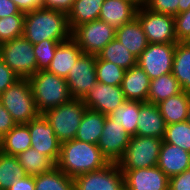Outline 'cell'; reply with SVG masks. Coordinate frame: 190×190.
<instances>
[{"instance_id": "f546056e", "label": "cell", "mask_w": 190, "mask_h": 190, "mask_svg": "<svg viewBox=\"0 0 190 190\" xmlns=\"http://www.w3.org/2000/svg\"><path fill=\"white\" fill-rule=\"evenodd\" d=\"M17 159L25 173L30 176H36L43 172H48L56 166L49 157L32 147L17 155Z\"/></svg>"}, {"instance_id": "83f0119b", "label": "cell", "mask_w": 190, "mask_h": 190, "mask_svg": "<svg viewBox=\"0 0 190 190\" xmlns=\"http://www.w3.org/2000/svg\"><path fill=\"white\" fill-rule=\"evenodd\" d=\"M172 74L179 82L182 91L190 92V47L184 42L176 44Z\"/></svg>"}, {"instance_id": "9a60e30c", "label": "cell", "mask_w": 190, "mask_h": 190, "mask_svg": "<svg viewBox=\"0 0 190 190\" xmlns=\"http://www.w3.org/2000/svg\"><path fill=\"white\" fill-rule=\"evenodd\" d=\"M126 101L121 86L96 82L82 99L87 109L109 115Z\"/></svg>"}, {"instance_id": "f907efd6", "label": "cell", "mask_w": 190, "mask_h": 190, "mask_svg": "<svg viewBox=\"0 0 190 190\" xmlns=\"http://www.w3.org/2000/svg\"><path fill=\"white\" fill-rule=\"evenodd\" d=\"M184 43H185L187 46L190 47V38H188Z\"/></svg>"}, {"instance_id": "603a6c76", "label": "cell", "mask_w": 190, "mask_h": 190, "mask_svg": "<svg viewBox=\"0 0 190 190\" xmlns=\"http://www.w3.org/2000/svg\"><path fill=\"white\" fill-rule=\"evenodd\" d=\"M189 101L190 92L182 91L157 104L167 125L186 121Z\"/></svg>"}, {"instance_id": "277c9868", "label": "cell", "mask_w": 190, "mask_h": 190, "mask_svg": "<svg viewBox=\"0 0 190 190\" xmlns=\"http://www.w3.org/2000/svg\"><path fill=\"white\" fill-rule=\"evenodd\" d=\"M86 109L81 99H71L67 103L45 111L43 115L52 125L58 141L64 143L75 139Z\"/></svg>"}, {"instance_id": "5bb4252c", "label": "cell", "mask_w": 190, "mask_h": 190, "mask_svg": "<svg viewBox=\"0 0 190 190\" xmlns=\"http://www.w3.org/2000/svg\"><path fill=\"white\" fill-rule=\"evenodd\" d=\"M29 127L31 147L49 157L55 164L58 161L61 143L58 141L52 125L43 114L26 124Z\"/></svg>"}, {"instance_id": "836d02e7", "label": "cell", "mask_w": 190, "mask_h": 190, "mask_svg": "<svg viewBox=\"0 0 190 190\" xmlns=\"http://www.w3.org/2000/svg\"><path fill=\"white\" fill-rule=\"evenodd\" d=\"M126 70L114 63L96 56L97 81L103 84L121 86Z\"/></svg>"}, {"instance_id": "6da1fadb", "label": "cell", "mask_w": 190, "mask_h": 190, "mask_svg": "<svg viewBox=\"0 0 190 190\" xmlns=\"http://www.w3.org/2000/svg\"><path fill=\"white\" fill-rule=\"evenodd\" d=\"M23 36L33 45L43 40L63 42L71 37L67 14L45 8L25 13Z\"/></svg>"}, {"instance_id": "4fadbf2b", "label": "cell", "mask_w": 190, "mask_h": 190, "mask_svg": "<svg viewBox=\"0 0 190 190\" xmlns=\"http://www.w3.org/2000/svg\"><path fill=\"white\" fill-rule=\"evenodd\" d=\"M130 140L131 135L124 127L107 115L97 144L103 156L109 162L117 163L123 157Z\"/></svg>"}, {"instance_id": "60d3db41", "label": "cell", "mask_w": 190, "mask_h": 190, "mask_svg": "<svg viewBox=\"0 0 190 190\" xmlns=\"http://www.w3.org/2000/svg\"><path fill=\"white\" fill-rule=\"evenodd\" d=\"M168 190H190V168L171 177Z\"/></svg>"}, {"instance_id": "d590c367", "label": "cell", "mask_w": 190, "mask_h": 190, "mask_svg": "<svg viewBox=\"0 0 190 190\" xmlns=\"http://www.w3.org/2000/svg\"><path fill=\"white\" fill-rule=\"evenodd\" d=\"M25 14H14L0 18V43L23 35Z\"/></svg>"}, {"instance_id": "ab89813d", "label": "cell", "mask_w": 190, "mask_h": 190, "mask_svg": "<svg viewBox=\"0 0 190 190\" xmlns=\"http://www.w3.org/2000/svg\"><path fill=\"white\" fill-rule=\"evenodd\" d=\"M19 79L15 72L0 58V95Z\"/></svg>"}, {"instance_id": "e575fe53", "label": "cell", "mask_w": 190, "mask_h": 190, "mask_svg": "<svg viewBox=\"0 0 190 190\" xmlns=\"http://www.w3.org/2000/svg\"><path fill=\"white\" fill-rule=\"evenodd\" d=\"M163 141L190 152V124L185 121L167 125Z\"/></svg>"}, {"instance_id": "3957f363", "label": "cell", "mask_w": 190, "mask_h": 190, "mask_svg": "<svg viewBox=\"0 0 190 190\" xmlns=\"http://www.w3.org/2000/svg\"><path fill=\"white\" fill-rule=\"evenodd\" d=\"M37 111H45L69 102L72 98L65 78L47 70L37 71L29 79Z\"/></svg>"}, {"instance_id": "5b68a950", "label": "cell", "mask_w": 190, "mask_h": 190, "mask_svg": "<svg viewBox=\"0 0 190 190\" xmlns=\"http://www.w3.org/2000/svg\"><path fill=\"white\" fill-rule=\"evenodd\" d=\"M0 101L17 124H27L40 114L28 79H19L8 87L0 95Z\"/></svg>"}, {"instance_id": "8d00e7d4", "label": "cell", "mask_w": 190, "mask_h": 190, "mask_svg": "<svg viewBox=\"0 0 190 190\" xmlns=\"http://www.w3.org/2000/svg\"><path fill=\"white\" fill-rule=\"evenodd\" d=\"M58 45V41L49 39L43 40L42 42L33 45V50L37 64V71L48 69Z\"/></svg>"}, {"instance_id": "8fae6325", "label": "cell", "mask_w": 190, "mask_h": 190, "mask_svg": "<svg viewBox=\"0 0 190 190\" xmlns=\"http://www.w3.org/2000/svg\"><path fill=\"white\" fill-rule=\"evenodd\" d=\"M176 44L177 43H149L148 47L137 58V65L147 73L150 80L167 73H172Z\"/></svg>"}, {"instance_id": "7bdbcfd3", "label": "cell", "mask_w": 190, "mask_h": 190, "mask_svg": "<svg viewBox=\"0 0 190 190\" xmlns=\"http://www.w3.org/2000/svg\"><path fill=\"white\" fill-rule=\"evenodd\" d=\"M75 0H43V8L68 14Z\"/></svg>"}, {"instance_id": "7c38bea8", "label": "cell", "mask_w": 190, "mask_h": 190, "mask_svg": "<svg viewBox=\"0 0 190 190\" xmlns=\"http://www.w3.org/2000/svg\"><path fill=\"white\" fill-rule=\"evenodd\" d=\"M72 99H83L97 82L96 56L82 54L65 79Z\"/></svg>"}, {"instance_id": "f6af8a7d", "label": "cell", "mask_w": 190, "mask_h": 190, "mask_svg": "<svg viewBox=\"0 0 190 190\" xmlns=\"http://www.w3.org/2000/svg\"><path fill=\"white\" fill-rule=\"evenodd\" d=\"M8 190H35V176L17 179Z\"/></svg>"}, {"instance_id": "ac0fdd59", "label": "cell", "mask_w": 190, "mask_h": 190, "mask_svg": "<svg viewBox=\"0 0 190 190\" xmlns=\"http://www.w3.org/2000/svg\"><path fill=\"white\" fill-rule=\"evenodd\" d=\"M157 166L170 179L190 168V152L163 141Z\"/></svg>"}, {"instance_id": "2e32d148", "label": "cell", "mask_w": 190, "mask_h": 190, "mask_svg": "<svg viewBox=\"0 0 190 190\" xmlns=\"http://www.w3.org/2000/svg\"><path fill=\"white\" fill-rule=\"evenodd\" d=\"M120 170L126 190H168L169 178L158 166Z\"/></svg>"}, {"instance_id": "44dd1931", "label": "cell", "mask_w": 190, "mask_h": 190, "mask_svg": "<svg viewBox=\"0 0 190 190\" xmlns=\"http://www.w3.org/2000/svg\"><path fill=\"white\" fill-rule=\"evenodd\" d=\"M150 78L139 66L126 70L121 88L126 100L147 102Z\"/></svg>"}, {"instance_id": "f1b7e54d", "label": "cell", "mask_w": 190, "mask_h": 190, "mask_svg": "<svg viewBox=\"0 0 190 190\" xmlns=\"http://www.w3.org/2000/svg\"><path fill=\"white\" fill-rule=\"evenodd\" d=\"M97 57L125 70L137 64V58L116 37L98 53Z\"/></svg>"}, {"instance_id": "cb8c5ba5", "label": "cell", "mask_w": 190, "mask_h": 190, "mask_svg": "<svg viewBox=\"0 0 190 190\" xmlns=\"http://www.w3.org/2000/svg\"><path fill=\"white\" fill-rule=\"evenodd\" d=\"M106 116L98 111L86 109L75 139L97 145L103 131Z\"/></svg>"}, {"instance_id": "30bf717a", "label": "cell", "mask_w": 190, "mask_h": 190, "mask_svg": "<svg viewBox=\"0 0 190 190\" xmlns=\"http://www.w3.org/2000/svg\"><path fill=\"white\" fill-rule=\"evenodd\" d=\"M74 190H123L124 174L117 163L109 162L101 169L73 178Z\"/></svg>"}, {"instance_id": "e0dca14e", "label": "cell", "mask_w": 190, "mask_h": 190, "mask_svg": "<svg viewBox=\"0 0 190 190\" xmlns=\"http://www.w3.org/2000/svg\"><path fill=\"white\" fill-rule=\"evenodd\" d=\"M166 127L167 124L161 115L158 105L140 102L136 135L164 138Z\"/></svg>"}, {"instance_id": "7a4b0ae2", "label": "cell", "mask_w": 190, "mask_h": 190, "mask_svg": "<svg viewBox=\"0 0 190 190\" xmlns=\"http://www.w3.org/2000/svg\"><path fill=\"white\" fill-rule=\"evenodd\" d=\"M108 163L98 145L73 139L61 143L56 166L67 176L74 178L101 169Z\"/></svg>"}, {"instance_id": "bcb514c9", "label": "cell", "mask_w": 190, "mask_h": 190, "mask_svg": "<svg viewBox=\"0 0 190 190\" xmlns=\"http://www.w3.org/2000/svg\"><path fill=\"white\" fill-rule=\"evenodd\" d=\"M21 12L27 13L38 8H43V0H12Z\"/></svg>"}, {"instance_id": "7dc6e473", "label": "cell", "mask_w": 190, "mask_h": 190, "mask_svg": "<svg viewBox=\"0 0 190 190\" xmlns=\"http://www.w3.org/2000/svg\"><path fill=\"white\" fill-rule=\"evenodd\" d=\"M190 9V0H179L178 14Z\"/></svg>"}, {"instance_id": "52a82bcc", "label": "cell", "mask_w": 190, "mask_h": 190, "mask_svg": "<svg viewBox=\"0 0 190 190\" xmlns=\"http://www.w3.org/2000/svg\"><path fill=\"white\" fill-rule=\"evenodd\" d=\"M0 58L20 79H29L37 72L33 44L23 35L2 43Z\"/></svg>"}, {"instance_id": "ee69618b", "label": "cell", "mask_w": 190, "mask_h": 190, "mask_svg": "<svg viewBox=\"0 0 190 190\" xmlns=\"http://www.w3.org/2000/svg\"><path fill=\"white\" fill-rule=\"evenodd\" d=\"M14 14H25L21 12L18 6L12 0H0V18Z\"/></svg>"}, {"instance_id": "4316f807", "label": "cell", "mask_w": 190, "mask_h": 190, "mask_svg": "<svg viewBox=\"0 0 190 190\" xmlns=\"http://www.w3.org/2000/svg\"><path fill=\"white\" fill-rule=\"evenodd\" d=\"M182 92L181 86L172 73L161 75L150 81L147 102L158 104Z\"/></svg>"}, {"instance_id": "d6986e66", "label": "cell", "mask_w": 190, "mask_h": 190, "mask_svg": "<svg viewBox=\"0 0 190 190\" xmlns=\"http://www.w3.org/2000/svg\"><path fill=\"white\" fill-rule=\"evenodd\" d=\"M138 8L129 0H104L98 19L118 29L136 17Z\"/></svg>"}, {"instance_id": "d6a6232c", "label": "cell", "mask_w": 190, "mask_h": 190, "mask_svg": "<svg viewBox=\"0 0 190 190\" xmlns=\"http://www.w3.org/2000/svg\"><path fill=\"white\" fill-rule=\"evenodd\" d=\"M27 176L17 156L0 151V190H8L17 180Z\"/></svg>"}, {"instance_id": "b9f144b4", "label": "cell", "mask_w": 190, "mask_h": 190, "mask_svg": "<svg viewBox=\"0 0 190 190\" xmlns=\"http://www.w3.org/2000/svg\"><path fill=\"white\" fill-rule=\"evenodd\" d=\"M17 123L0 101V139L7 134Z\"/></svg>"}, {"instance_id": "74e56055", "label": "cell", "mask_w": 190, "mask_h": 190, "mask_svg": "<svg viewBox=\"0 0 190 190\" xmlns=\"http://www.w3.org/2000/svg\"><path fill=\"white\" fill-rule=\"evenodd\" d=\"M174 26L178 42L190 38V9L174 16Z\"/></svg>"}, {"instance_id": "ffe728a7", "label": "cell", "mask_w": 190, "mask_h": 190, "mask_svg": "<svg viewBox=\"0 0 190 190\" xmlns=\"http://www.w3.org/2000/svg\"><path fill=\"white\" fill-rule=\"evenodd\" d=\"M82 54L83 52L72 37L59 42L47 71L66 79L71 67Z\"/></svg>"}, {"instance_id": "7402d4cb", "label": "cell", "mask_w": 190, "mask_h": 190, "mask_svg": "<svg viewBox=\"0 0 190 190\" xmlns=\"http://www.w3.org/2000/svg\"><path fill=\"white\" fill-rule=\"evenodd\" d=\"M115 37L136 58L142 54L149 44L137 17L116 29Z\"/></svg>"}, {"instance_id": "d4e9b609", "label": "cell", "mask_w": 190, "mask_h": 190, "mask_svg": "<svg viewBox=\"0 0 190 190\" xmlns=\"http://www.w3.org/2000/svg\"><path fill=\"white\" fill-rule=\"evenodd\" d=\"M29 148L31 138L26 124H16L0 139V151L7 155L17 156Z\"/></svg>"}, {"instance_id": "c3c4849f", "label": "cell", "mask_w": 190, "mask_h": 190, "mask_svg": "<svg viewBox=\"0 0 190 190\" xmlns=\"http://www.w3.org/2000/svg\"><path fill=\"white\" fill-rule=\"evenodd\" d=\"M131 2H133L134 4H136L138 7H142L145 6L147 0H129Z\"/></svg>"}, {"instance_id": "1f68e13d", "label": "cell", "mask_w": 190, "mask_h": 190, "mask_svg": "<svg viewBox=\"0 0 190 190\" xmlns=\"http://www.w3.org/2000/svg\"><path fill=\"white\" fill-rule=\"evenodd\" d=\"M139 112L140 101L126 100L108 116L116 123L121 124L129 135L135 136Z\"/></svg>"}, {"instance_id": "8992f818", "label": "cell", "mask_w": 190, "mask_h": 190, "mask_svg": "<svg viewBox=\"0 0 190 190\" xmlns=\"http://www.w3.org/2000/svg\"><path fill=\"white\" fill-rule=\"evenodd\" d=\"M163 138L131 136L123 157L117 162L120 169H138L157 166Z\"/></svg>"}, {"instance_id": "9c48e42d", "label": "cell", "mask_w": 190, "mask_h": 190, "mask_svg": "<svg viewBox=\"0 0 190 190\" xmlns=\"http://www.w3.org/2000/svg\"><path fill=\"white\" fill-rule=\"evenodd\" d=\"M136 17L141 23L149 43H178L174 16L156 13L142 6L138 8Z\"/></svg>"}, {"instance_id": "484cf974", "label": "cell", "mask_w": 190, "mask_h": 190, "mask_svg": "<svg viewBox=\"0 0 190 190\" xmlns=\"http://www.w3.org/2000/svg\"><path fill=\"white\" fill-rule=\"evenodd\" d=\"M103 2L104 0H75L67 14L70 30L83 23L98 20Z\"/></svg>"}, {"instance_id": "681fc988", "label": "cell", "mask_w": 190, "mask_h": 190, "mask_svg": "<svg viewBox=\"0 0 190 190\" xmlns=\"http://www.w3.org/2000/svg\"><path fill=\"white\" fill-rule=\"evenodd\" d=\"M186 121L190 124V101H189V106H188V112H187V119Z\"/></svg>"}, {"instance_id": "ba28073f", "label": "cell", "mask_w": 190, "mask_h": 190, "mask_svg": "<svg viewBox=\"0 0 190 190\" xmlns=\"http://www.w3.org/2000/svg\"><path fill=\"white\" fill-rule=\"evenodd\" d=\"M115 34L116 29L99 19L78 25L71 31L81 51L95 56L115 38Z\"/></svg>"}, {"instance_id": "4dcf8cb0", "label": "cell", "mask_w": 190, "mask_h": 190, "mask_svg": "<svg viewBox=\"0 0 190 190\" xmlns=\"http://www.w3.org/2000/svg\"><path fill=\"white\" fill-rule=\"evenodd\" d=\"M35 190H74V181L55 166L35 176Z\"/></svg>"}, {"instance_id": "f35d334b", "label": "cell", "mask_w": 190, "mask_h": 190, "mask_svg": "<svg viewBox=\"0 0 190 190\" xmlns=\"http://www.w3.org/2000/svg\"><path fill=\"white\" fill-rule=\"evenodd\" d=\"M179 0H147L145 7L150 11L175 16L178 14Z\"/></svg>"}]
</instances>
